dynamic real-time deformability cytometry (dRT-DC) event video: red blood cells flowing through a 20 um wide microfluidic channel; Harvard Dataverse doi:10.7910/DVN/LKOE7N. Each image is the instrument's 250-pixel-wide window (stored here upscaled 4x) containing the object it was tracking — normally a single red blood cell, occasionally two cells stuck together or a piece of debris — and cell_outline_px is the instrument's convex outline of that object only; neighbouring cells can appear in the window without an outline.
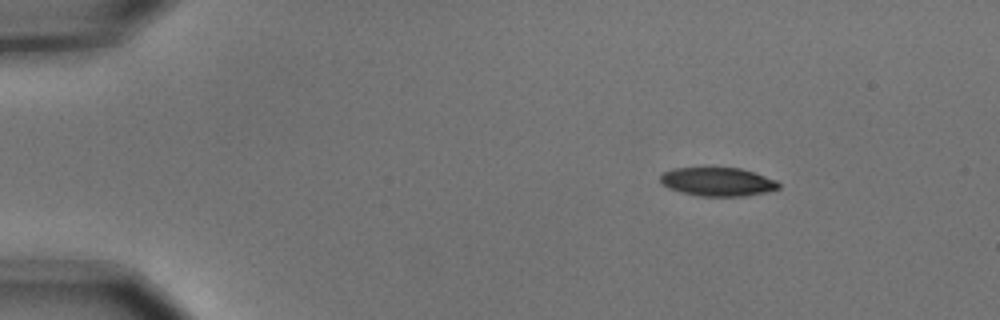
{"species": "common noctule bat (a hibernating species)", "species_latin": "Nyctalus noctula", "temperature_condition": "cold", "stored_images_in_passage": 8, "camera_frame_rate_fps": 3000, "um_per_image_px": 0.085, "animal": {"sex": "male", "body_mass_g": 15.6}, "frame": {"image": 1, "passage_image": 1, "time_ms": 0.0, "image_size_px": [1000, 320], "cell_outline_px": [[780, 188], [764, 192], [744, 196], [700, 196], [680, 192], [668, 188], [660, 180], [660, 176], [664, 172], [672, 168], [740, 168], [776, 180], [780, 184]], "centroid_in_image_um": [60.98, 15.45], "position_along_channel_um": 24.0, "area_um2": 19.54}}
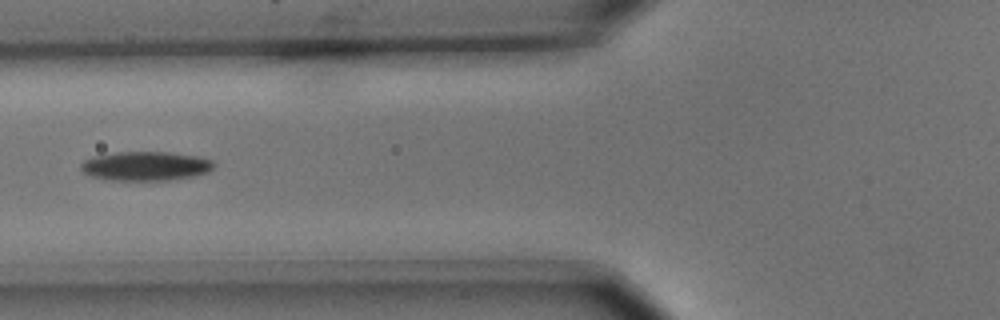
{"frame": {"image": 2, "passage_image": 5, "time_ms": 1.333, "image_size_px": [1000, 320], "cell_outline_px": [[216, 164], [208, 172], [192, 176], [168, 180], [104, 180], [88, 176], [80, 168], [80, 164], [84, 160], [92, 156], [116, 152], [168, 152], [200, 156], [212, 160]], "centroid_in_image_um": [12.34, 14.11], "position_along_channel_um": 113.5, "area_um2": 22.83}}
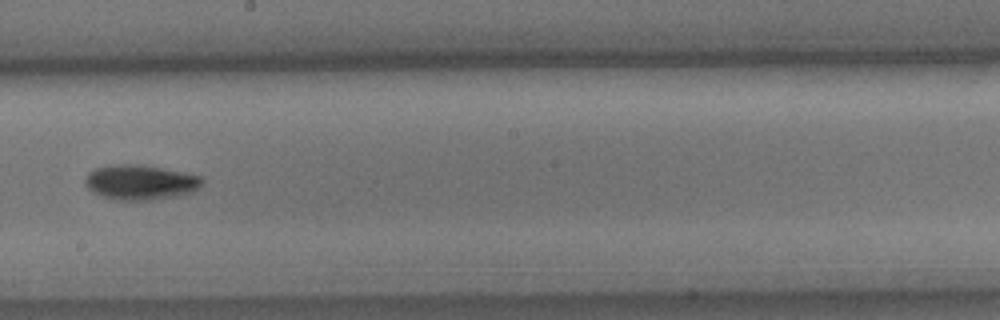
{"frame": {"image": 3, "passage_image": 8, "time_ms": 2.333, "image_size_px": [1000, 320], "cell_outline_px": [[204, 180], [200, 188], [192, 192], [180, 196], [152, 200], [120, 200], [104, 196], [92, 192], [84, 184], [84, 180], [88, 172], [96, 168], [120, 164], [144, 164], [200, 176]], "centroid_in_image_um": [11.95, 15.5], "position_along_channel_um": 236.2, "area_um2": 23.93}}